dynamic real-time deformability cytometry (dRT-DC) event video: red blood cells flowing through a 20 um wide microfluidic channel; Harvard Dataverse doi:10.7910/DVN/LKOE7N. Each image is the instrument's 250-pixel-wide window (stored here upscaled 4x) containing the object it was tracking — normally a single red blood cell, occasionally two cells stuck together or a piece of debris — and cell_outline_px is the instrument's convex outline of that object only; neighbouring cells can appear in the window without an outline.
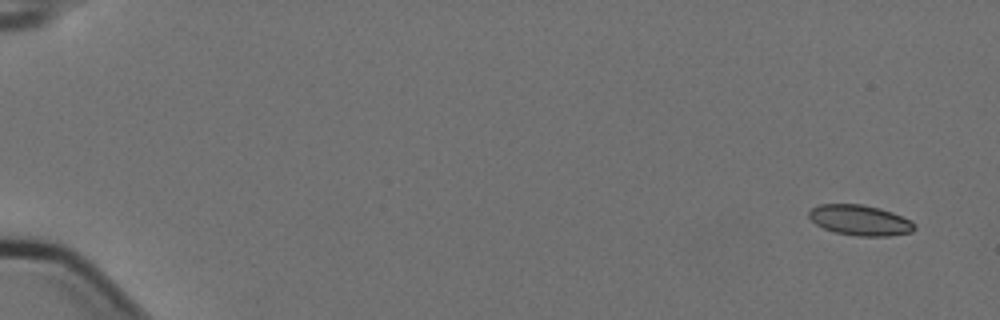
{"species": "Egyptian fruit bat (a non-hibernating species)", "species_latin": "Rousettus aegyptiacus", "temperature_condition": "cold", "stored_images_in_passage": 6, "camera_frame_rate_fps": 3000, "um_per_image_px": 0.085, "animal": {"sex": "female"}, "frame": {"image": 1, "passage_image": 1, "time_ms": 0.0, "image_size_px": [1000, 320], "cell_outline_px": [[916, 228], [912, 232], [888, 236], [856, 236], [836, 232], [824, 228], [816, 224], [808, 216], [808, 212], [812, 208], [820, 204], [860, 204], [880, 208], [892, 212], [912, 220], [916, 224]], "centroid_in_image_um": [73.13, 18.72], "position_along_channel_um": 11.9, "area_um2": 18.79}}